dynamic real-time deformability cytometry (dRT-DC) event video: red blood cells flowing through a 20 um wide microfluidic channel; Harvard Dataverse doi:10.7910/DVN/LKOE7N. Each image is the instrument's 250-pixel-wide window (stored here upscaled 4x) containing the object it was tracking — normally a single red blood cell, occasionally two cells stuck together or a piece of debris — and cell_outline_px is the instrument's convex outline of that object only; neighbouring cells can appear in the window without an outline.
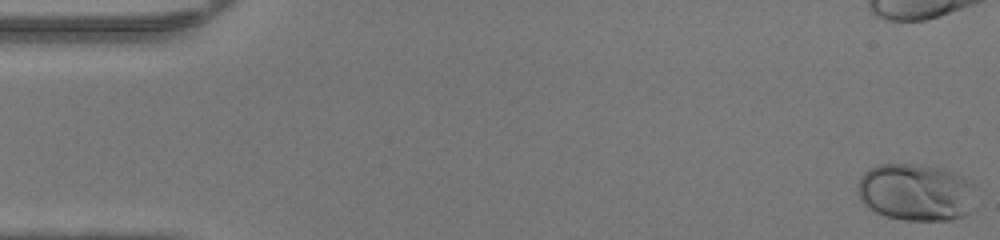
{"species": "human", "species_latin": "Homo sapiens", "temperature_condition": "warm", "stored_images_in_passage": 38, "camera_frame_rate_fps": 3000, "um_per_image_px": 0.085, "donor": {"sex": "female"}, "frame": {"image": 1, "passage_image": 1, "time_ms": 0.0, "image_size_px": [1000, 240], "cell_outline_px": [[972, 212], [964, 216], [952, 220], [904, 220], [888, 216], [876, 212], [868, 208], [860, 200], [856, 192], [856, 184], [860, 176], [864, 172], [880, 164], [916, 164], [944, 168], [968, 180], [972, 184]], "centroid_in_image_um": [77.8, 16.35], "position_along_channel_um": 7.2, "area_um2": 39.59}}